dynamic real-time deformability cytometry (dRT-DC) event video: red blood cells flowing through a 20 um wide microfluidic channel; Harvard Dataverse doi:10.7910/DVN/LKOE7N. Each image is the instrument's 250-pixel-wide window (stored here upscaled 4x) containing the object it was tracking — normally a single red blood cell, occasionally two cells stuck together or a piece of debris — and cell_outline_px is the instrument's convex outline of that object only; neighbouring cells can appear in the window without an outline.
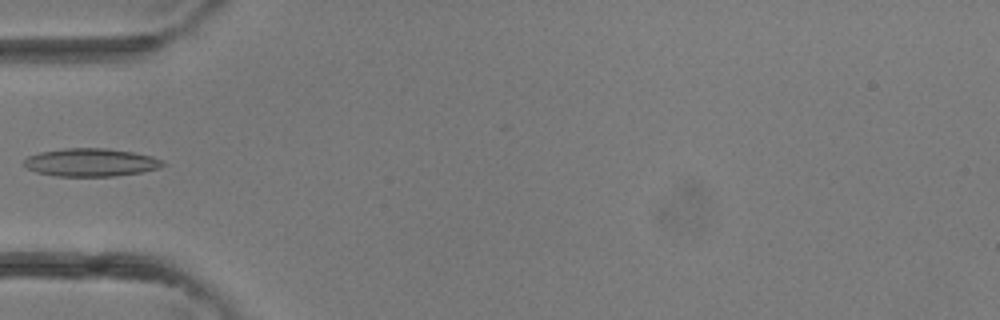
{"species": "common noctule bat (a hibernating species)", "species_latin": "Nyctalus noctula", "temperature_condition": "room temperature", "stored_images_in_passage": 4, "camera_frame_rate_fps": 3000, "um_per_image_px": 0.085, "animal": {"sex": "female"}, "frame": {"image": 1, "passage_image": 4, "time_ms": 1.0, "image_size_px": [1000, 320], "cell_outline_px": [[164, 164], [160, 168], [140, 172], [112, 176], [56, 176], [36, 172], [28, 168], [24, 164], [24, 160], [28, 156], [40, 152], [64, 148], [108, 148], [132, 152], [152, 156], [164, 160]], "centroid_in_image_um": [7.73, 13.8], "position_along_channel_um": 77.3, "area_um2": 22.6}}